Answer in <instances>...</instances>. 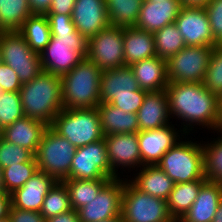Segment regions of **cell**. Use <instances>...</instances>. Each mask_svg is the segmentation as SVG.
Listing matches in <instances>:
<instances>
[{
    "instance_id": "8fae6325",
    "label": "cell",
    "mask_w": 222,
    "mask_h": 222,
    "mask_svg": "<svg viewBox=\"0 0 222 222\" xmlns=\"http://www.w3.org/2000/svg\"><path fill=\"white\" fill-rule=\"evenodd\" d=\"M107 156L104 138L78 147L72 159L70 173L67 179H115Z\"/></svg>"
},
{
    "instance_id": "f5cc1de1",
    "label": "cell",
    "mask_w": 222,
    "mask_h": 222,
    "mask_svg": "<svg viewBox=\"0 0 222 222\" xmlns=\"http://www.w3.org/2000/svg\"><path fill=\"white\" fill-rule=\"evenodd\" d=\"M0 192H6L4 183H3V175H2V169L0 168Z\"/></svg>"
},
{
    "instance_id": "d590c367",
    "label": "cell",
    "mask_w": 222,
    "mask_h": 222,
    "mask_svg": "<svg viewBox=\"0 0 222 222\" xmlns=\"http://www.w3.org/2000/svg\"><path fill=\"white\" fill-rule=\"evenodd\" d=\"M202 148L206 180L222 185V135L217 140L202 144Z\"/></svg>"
},
{
    "instance_id": "f546056e",
    "label": "cell",
    "mask_w": 222,
    "mask_h": 222,
    "mask_svg": "<svg viewBox=\"0 0 222 222\" xmlns=\"http://www.w3.org/2000/svg\"><path fill=\"white\" fill-rule=\"evenodd\" d=\"M110 180L111 179H66L62 182L68 190L71 208L77 211L95 198Z\"/></svg>"
},
{
    "instance_id": "836d02e7",
    "label": "cell",
    "mask_w": 222,
    "mask_h": 222,
    "mask_svg": "<svg viewBox=\"0 0 222 222\" xmlns=\"http://www.w3.org/2000/svg\"><path fill=\"white\" fill-rule=\"evenodd\" d=\"M38 171L35 157L29 162L3 168L2 175L6 193L11 194L15 190L21 188Z\"/></svg>"
},
{
    "instance_id": "5b68a950",
    "label": "cell",
    "mask_w": 222,
    "mask_h": 222,
    "mask_svg": "<svg viewBox=\"0 0 222 222\" xmlns=\"http://www.w3.org/2000/svg\"><path fill=\"white\" fill-rule=\"evenodd\" d=\"M176 183L206 180L202 144L179 140L156 164Z\"/></svg>"
},
{
    "instance_id": "f907efd6",
    "label": "cell",
    "mask_w": 222,
    "mask_h": 222,
    "mask_svg": "<svg viewBox=\"0 0 222 222\" xmlns=\"http://www.w3.org/2000/svg\"><path fill=\"white\" fill-rule=\"evenodd\" d=\"M215 130L222 134V97H220L219 119Z\"/></svg>"
},
{
    "instance_id": "74e56055",
    "label": "cell",
    "mask_w": 222,
    "mask_h": 222,
    "mask_svg": "<svg viewBox=\"0 0 222 222\" xmlns=\"http://www.w3.org/2000/svg\"><path fill=\"white\" fill-rule=\"evenodd\" d=\"M202 84L210 92L222 97V45L213 48Z\"/></svg>"
},
{
    "instance_id": "681fc988",
    "label": "cell",
    "mask_w": 222,
    "mask_h": 222,
    "mask_svg": "<svg viewBox=\"0 0 222 222\" xmlns=\"http://www.w3.org/2000/svg\"><path fill=\"white\" fill-rule=\"evenodd\" d=\"M212 222H222V200L218 204L216 213L214 215L213 221Z\"/></svg>"
},
{
    "instance_id": "52a82bcc",
    "label": "cell",
    "mask_w": 222,
    "mask_h": 222,
    "mask_svg": "<svg viewBox=\"0 0 222 222\" xmlns=\"http://www.w3.org/2000/svg\"><path fill=\"white\" fill-rule=\"evenodd\" d=\"M76 147L50 126L46 129L34 155L38 170L56 181L67 179Z\"/></svg>"
},
{
    "instance_id": "db71d44e",
    "label": "cell",
    "mask_w": 222,
    "mask_h": 222,
    "mask_svg": "<svg viewBox=\"0 0 222 222\" xmlns=\"http://www.w3.org/2000/svg\"><path fill=\"white\" fill-rule=\"evenodd\" d=\"M101 222H124L122 216H119L117 218H113L111 220H108V221H101Z\"/></svg>"
},
{
    "instance_id": "4dcf8cb0",
    "label": "cell",
    "mask_w": 222,
    "mask_h": 222,
    "mask_svg": "<svg viewBox=\"0 0 222 222\" xmlns=\"http://www.w3.org/2000/svg\"><path fill=\"white\" fill-rule=\"evenodd\" d=\"M33 14L28 0H0V32L19 31Z\"/></svg>"
},
{
    "instance_id": "d6a6232c",
    "label": "cell",
    "mask_w": 222,
    "mask_h": 222,
    "mask_svg": "<svg viewBox=\"0 0 222 222\" xmlns=\"http://www.w3.org/2000/svg\"><path fill=\"white\" fill-rule=\"evenodd\" d=\"M157 56L165 60L178 53L186 45L175 22L153 33Z\"/></svg>"
},
{
    "instance_id": "30bf717a",
    "label": "cell",
    "mask_w": 222,
    "mask_h": 222,
    "mask_svg": "<svg viewBox=\"0 0 222 222\" xmlns=\"http://www.w3.org/2000/svg\"><path fill=\"white\" fill-rule=\"evenodd\" d=\"M212 46H185L166 60L168 82L202 83Z\"/></svg>"
},
{
    "instance_id": "cb8c5ba5",
    "label": "cell",
    "mask_w": 222,
    "mask_h": 222,
    "mask_svg": "<svg viewBox=\"0 0 222 222\" xmlns=\"http://www.w3.org/2000/svg\"><path fill=\"white\" fill-rule=\"evenodd\" d=\"M139 89L134 73L128 65L102 71L100 82L101 103H107L114 95L133 94V91Z\"/></svg>"
},
{
    "instance_id": "83f0119b",
    "label": "cell",
    "mask_w": 222,
    "mask_h": 222,
    "mask_svg": "<svg viewBox=\"0 0 222 222\" xmlns=\"http://www.w3.org/2000/svg\"><path fill=\"white\" fill-rule=\"evenodd\" d=\"M33 52L40 54L51 39V29L45 14L34 13L29 16L18 31Z\"/></svg>"
},
{
    "instance_id": "9a60e30c",
    "label": "cell",
    "mask_w": 222,
    "mask_h": 222,
    "mask_svg": "<svg viewBox=\"0 0 222 222\" xmlns=\"http://www.w3.org/2000/svg\"><path fill=\"white\" fill-rule=\"evenodd\" d=\"M173 124L163 128L139 131L138 144L141 154V167L156 165L161 157L172 148L182 137L178 135ZM178 137V138H177Z\"/></svg>"
},
{
    "instance_id": "b9f144b4",
    "label": "cell",
    "mask_w": 222,
    "mask_h": 222,
    "mask_svg": "<svg viewBox=\"0 0 222 222\" xmlns=\"http://www.w3.org/2000/svg\"><path fill=\"white\" fill-rule=\"evenodd\" d=\"M22 84L17 73L3 62L0 64V88L5 92H19Z\"/></svg>"
},
{
    "instance_id": "3957f363",
    "label": "cell",
    "mask_w": 222,
    "mask_h": 222,
    "mask_svg": "<svg viewBox=\"0 0 222 222\" xmlns=\"http://www.w3.org/2000/svg\"><path fill=\"white\" fill-rule=\"evenodd\" d=\"M25 116L50 126L63 109L61 77L42 71L19 91Z\"/></svg>"
},
{
    "instance_id": "2e32d148",
    "label": "cell",
    "mask_w": 222,
    "mask_h": 222,
    "mask_svg": "<svg viewBox=\"0 0 222 222\" xmlns=\"http://www.w3.org/2000/svg\"><path fill=\"white\" fill-rule=\"evenodd\" d=\"M71 19L87 40L110 26L105 0H76Z\"/></svg>"
},
{
    "instance_id": "1f68e13d",
    "label": "cell",
    "mask_w": 222,
    "mask_h": 222,
    "mask_svg": "<svg viewBox=\"0 0 222 222\" xmlns=\"http://www.w3.org/2000/svg\"><path fill=\"white\" fill-rule=\"evenodd\" d=\"M144 0H105L109 23L117 27H135Z\"/></svg>"
},
{
    "instance_id": "ffe728a7",
    "label": "cell",
    "mask_w": 222,
    "mask_h": 222,
    "mask_svg": "<svg viewBox=\"0 0 222 222\" xmlns=\"http://www.w3.org/2000/svg\"><path fill=\"white\" fill-rule=\"evenodd\" d=\"M139 131L163 128L169 125V99L166 90L147 92L137 111Z\"/></svg>"
},
{
    "instance_id": "816d5d0a",
    "label": "cell",
    "mask_w": 222,
    "mask_h": 222,
    "mask_svg": "<svg viewBox=\"0 0 222 222\" xmlns=\"http://www.w3.org/2000/svg\"><path fill=\"white\" fill-rule=\"evenodd\" d=\"M170 222H193L186 219L184 216L172 217Z\"/></svg>"
},
{
    "instance_id": "bcb514c9",
    "label": "cell",
    "mask_w": 222,
    "mask_h": 222,
    "mask_svg": "<svg viewBox=\"0 0 222 222\" xmlns=\"http://www.w3.org/2000/svg\"><path fill=\"white\" fill-rule=\"evenodd\" d=\"M28 1L33 13H39V14H45L52 3V0H28Z\"/></svg>"
},
{
    "instance_id": "ac0fdd59",
    "label": "cell",
    "mask_w": 222,
    "mask_h": 222,
    "mask_svg": "<svg viewBox=\"0 0 222 222\" xmlns=\"http://www.w3.org/2000/svg\"><path fill=\"white\" fill-rule=\"evenodd\" d=\"M56 182L53 177L38 171L21 188L10 194V207L40 212L45 196Z\"/></svg>"
},
{
    "instance_id": "7a4b0ae2",
    "label": "cell",
    "mask_w": 222,
    "mask_h": 222,
    "mask_svg": "<svg viewBox=\"0 0 222 222\" xmlns=\"http://www.w3.org/2000/svg\"><path fill=\"white\" fill-rule=\"evenodd\" d=\"M51 39L40 53L43 71L62 77L87 58L88 40L75 30L71 15L45 14Z\"/></svg>"
},
{
    "instance_id": "6f0895ef",
    "label": "cell",
    "mask_w": 222,
    "mask_h": 222,
    "mask_svg": "<svg viewBox=\"0 0 222 222\" xmlns=\"http://www.w3.org/2000/svg\"><path fill=\"white\" fill-rule=\"evenodd\" d=\"M151 1L161 2V1H164V0H151Z\"/></svg>"
},
{
    "instance_id": "9c48e42d",
    "label": "cell",
    "mask_w": 222,
    "mask_h": 222,
    "mask_svg": "<svg viewBox=\"0 0 222 222\" xmlns=\"http://www.w3.org/2000/svg\"><path fill=\"white\" fill-rule=\"evenodd\" d=\"M121 216L124 222H170L166 200L135 188L127 179L122 193Z\"/></svg>"
},
{
    "instance_id": "4316f807",
    "label": "cell",
    "mask_w": 222,
    "mask_h": 222,
    "mask_svg": "<svg viewBox=\"0 0 222 222\" xmlns=\"http://www.w3.org/2000/svg\"><path fill=\"white\" fill-rule=\"evenodd\" d=\"M96 108L104 136L139 132L137 113H126L110 103H100Z\"/></svg>"
},
{
    "instance_id": "484cf974",
    "label": "cell",
    "mask_w": 222,
    "mask_h": 222,
    "mask_svg": "<svg viewBox=\"0 0 222 222\" xmlns=\"http://www.w3.org/2000/svg\"><path fill=\"white\" fill-rule=\"evenodd\" d=\"M141 168L135 179L128 181L138 190L167 201L175 183L157 165Z\"/></svg>"
},
{
    "instance_id": "f35d334b",
    "label": "cell",
    "mask_w": 222,
    "mask_h": 222,
    "mask_svg": "<svg viewBox=\"0 0 222 222\" xmlns=\"http://www.w3.org/2000/svg\"><path fill=\"white\" fill-rule=\"evenodd\" d=\"M34 155L27 149L9 143L3 138L0 140V168H7L19 163L29 162Z\"/></svg>"
},
{
    "instance_id": "5bb4252c",
    "label": "cell",
    "mask_w": 222,
    "mask_h": 222,
    "mask_svg": "<svg viewBox=\"0 0 222 222\" xmlns=\"http://www.w3.org/2000/svg\"><path fill=\"white\" fill-rule=\"evenodd\" d=\"M175 24L186 46H218L205 7L182 6Z\"/></svg>"
},
{
    "instance_id": "d6986e66",
    "label": "cell",
    "mask_w": 222,
    "mask_h": 222,
    "mask_svg": "<svg viewBox=\"0 0 222 222\" xmlns=\"http://www.w3.org/2000/svg\"><path fill=\"white\" fill-rule=\"evenodd\" d=\"M181 7L180 0L161 2L144 0L135 27L154 33L167 24L175 22Z\"/></svg>"
},
{
    "instance_id": "f6af8a7d",
    "label": "cell",
    "mask_w": 222,
    "mask_h": 222,
    "mask_svg": "<svg viewBox=\"0 0 222 222\" xmlns=\"http://www.w3.org/2000/svg\"><path fill=\"white\" fill-rule=\"evenodd\" d=\"M46 222H81L78 212L74 209L46 219Z\"/></svg>"
},
{
    "instance_id": "44dd1931",
    "label": "cell",
    "mask_w": 222,
    "mask_h": 222,
    "mask_svg": "<svg viewBox=\"0 0 222 222\" xmlns=\"http://www.w3.org/2000/svg\"><path fill=\"white\" fill-rule=\"evenodd\" d=\"M49 126L37 119L24 116L2 130L3 139L29 150L35 155L44 132Z\"/></svg>"
},
{
    "instance_id": "6da1fadb",
    "label": "cell",
    "mask_w": 222,
    "mask_h": 222,
    "mask_svg": "<svg viewBox=\"0 0 222 222\" xmlns=\"http://www.w3.org/2000/svg\"><path fill=\"white\" fill-rule=\"evenodd\" d=\"M166 92L171 118L176 116L183 121V129L179 131L181 136L188 135L196 125L216 129L220 97L210 92L202 83L169 82Z\"/></svg>"
},
{
    "instance_id": "ab89813d",
    "label": "cell",
    "mask_w": 222,
    "mask_h": 222,
    "mask_svg": "<svg viewBox=\"0 0 222 222\" xmlns=\"http://www.w3.org/2000/svg\"><path fill=\"white\" fill-rule=\"evenodd\" d=\"M147 92L139 89L133 91V94L114 95L107 103L122 109L126 113H137Z\"/></svg>"
},
{
    "instance_id": "277c9868",
    "label": "cell",
    "mask_w": 222,
    "mask_h": 222,
    "mask_svg": "<svg viewBox=\"0 0 222 222\" xmlns=\"http://www.w3.org/2000/svg\"><path fill=\"white\" fill-rule=\"evenodd\" d=\"M102 71L94 62L84 58L61 77L64 109L96 108L100 103Z\"/></svg>"
},
{
    "instance_id": "11a10c76",
    "label": "cell",
    "mask_w": 222,
    "mask_h": 222,
    "mask_svg": "<svg viewBox=\"0 0 222 222\" xmlns=\"http://www.w3.org/2000/svg\"><path fill=\"white\" fill-rule=\"evenodd\" d=\"M0 222H10V219H9V217H6L3 219H0Z\"/></svg>"
},
{
    "instance_id": "e0dca14e",
    "label": "cell",
    "mask_w": 222,
    "mask_h": 222,
    "mask_svg": "<svg viewBox=\"0 0 222 222\" xmlns=\"http://www.w3.org/2000/svg\"><path fill=\"white\" fill-rule=\"evenodd\" d=\"M104 141L111 170L117 177H119L117 169L120 166L123 169L124 167H129L130 169L132 167L141 168V154L137 133L109 134L104 136Z\"/></svg>"
},
{
    "instance_id": "ee69618b",
    "label": "cell",
    "mask_w": 222,
    "mask_h": 222,
    "mask_svg": "<svg viewBox=\"0 0 222 222\" xmlns=\"http://www.w3.org/2000/svg\"><path fill=\"white\" fill-rule=\"evenodd\" d=\"M76 0H52V3L45 14L71 15Z\"/></svg>"
},
{
    "instance_id": "c3c4849f",
    "label": "cell",
    "mask_w": 222,
    "mask_h": 222,
    "mask_svg": "<svg viewBox=\"0 0 222 222\" xmlns=\"http://www.w3.org/2000/svg\"><path fill=\"white\" fill-rule=\"evenodd\" d=\"M182 6L206 7L211 0H180Z\"/></svg>"
},
{
    "instance_id": "7dc6e473",
    "label": "cell",
    "mask_w": 222,
    "mask_h": 222,
    "mask_svg": "<svg viewBox=\"0 0 222 222\" xmlns=\"http://www.w3.org/2000/svg\"><path fill=\"white\" fill-rule=\"evenodd\" d=\"M10 205V194L0 192V219L8 217Z\"/></svg>"
},
{
    "instance_id": "8d00e7d4",
    "label": "cell",
    "mask_w": 222,
    "mask_h": 222,
    "mask_svg": "<svg viewBox=\"0 0 222 222\" xmlns=\"http://www.w3.org/2000/svg\"><path fill=\"white\" fill-rule=\"evenodd\" d=\"M24 116L19 92L2 91L0 93V128L3 130Z\"/></svg>"
},
{
    "instance_id": "f1b7e54d",
    "label": "cell",
    "mask_w": 222,
    "mask_h": 222,
    "mask_svg": "<svg viewBox=\"0 0 222 222\" xmlns=\"http://www.w3.org/2000/svg\"><path fill=\"white\" fill-rule=\"evenodd\" d=\"M207 180H194L186 183L174 184L167 199V208L171 217L185 215L197 198L201 186Z\"/></svg>"
},
{
    "instance_id": "7c38bea8",
    "label": "cell",
    "mask_w": 222,
    "mask_h": 222,
    "mask_svg": "<svg viewBox=\"0 0 222 222\" xmlns=\"http://www.w3.org/2000/svg\"><path fill=\"white\" fill-rule=\"evenodd\" d=\"M87 58L101 71L124 66L123 27L110 25L89 38Z\"/></svg>"
},
{
    "instance_id": "603a6c76",
    "label": "cell",
    "mask_w": 222,
    "mask_h": 222,
    "mask_svg": "<svg viewBox=\"0 0 222 222\" xmlns=\"http://www.w3.org/2000/svg\"><path fill=\"white\" fill-rule=\"evenodd\" d=\"M123 52L124 65L128 66L157 56L153 33L136 27H123Z\"/></svg>"
},
{
    "instance_id": "7bdbcfd3",
    "label": "cell",
    "mask_w": 222,
    "mask_h": 222,
    "mask_svg": "<svg viewBox=\"0 0 222 222\" xmlns=\"http://www.w3.org/2000/svg\"><path fill=\"white\" fill-rule=\"evenodd\" d=\"M8 217L10 222H46L40 212L22 210L16 207L9 208Z\"/></svg>"
},
{
    "instance_id": "4fadbf2b",
    "label": "cell",
    "mask_w": 222,
    "mask_h": 222,
    "mask_svg": "<svg viewBox=\"0 0 222 222\" xmlns=\"http://www.w3.org/2000/svg\"><path fill=\"white\" fill-rule=\"evenodd\" d=\"M124 187V179H111L95 198L77 210L80 221L101 222L121 216Z\"/></svg>"
},
{
    "instance_id": "7402d4cb",
    "label": "cell",
    "mask_w": 222,
    "mask_h": 222,
    "mask_svg": "<svg viewBox=\"0 0 222 222\" xmlns=\"http://www.w3.org/2000/svg\"><path fill=\"white\" fill-rule=\"evenodd\" d=\"M140 89L150 91L166 90L168 86L166 60L159 56L135 62L130 65Z\"/></svg>"
},
{
    "instance_id": "9f6ffc18",
    "label": "cell",
    "mask_w": 222,
    "mask_h": 222,
    "mask_svg": "<svg viewBox=\"0 0 222 222\" xmlns=\"http://www.w3.org/2000/svg\"><path fill=\"white\" fill-rule=\"evenodd\" d=\"M2 136H3L2 129L0 128V140L3 138Z\"/></svg>"
},
{
    "instance_id": "e575fe53",
    "label": "cell",
    "mask_w": 222,
    "mask_h": 222,
    "mask_svg": "<svg viewBox=\"0 0 222 222\" xmlns=\"http://www.w3.org/2000/svg\"><path fill=\"white\" fill-rule=\"evenodd\" d=\"M71 209L68 190L62 181H57L45 196L40 214L48 219Z\"/></svg>"
},
{
    "instance_id": "8992f818",
    "label": "cell",
    "mask_w": 222,
    "mask_h": 222,
    "mask_svg": "<svg viewBox=\"0 0 222 222\" xmlns=\"http://www.w3.org/2000/svg\"><path fill=\"white\" fill-rule=\"evenodd\" d=\"M50 127L76 148L104 138L97 108H63Z\"/></svg>"
},
{
    "instance_id": "ba28073f",
    "label": "cell",
    "mask_w": 222,
    "mask_h": 222,
    "mask_svg": "<svg viewBox=\"0 0 222 222\" xmlns=\"http://www.w3.org/2000/svg\"><path fill=\"white\" fill-rule=\"evenodd\" d=\"M0 55L2 62L17 73L21 84L43 71L40 54L32 51L18 31L0 32Z\"/></svg>"
},
{
    "instance_id": "d4e9b609",
    "label": "cell",
    "mask_w": 222,
    "mask_h": 222,
    "mask_svg": "<svg viewBox=\"0 0 222 222\" xmlns=\"http://www.w3.org/2000/svg\"><path fill=\"white\" fill-rule=\"evenodd\" d=\"M221 200L222 185L206 181L189 211L183 216L193 222H212Z\"/></svg>"
},
{
    "instance_id": "60d3db41",
    "label": "cell",
    "mask_w": 222,
    "mask_h": 222,
    "mask_svg": "<svg viewBox=\"0 0 222 222\" xmlns=\"http://www.w3.org/2000/svg\"><path fill=\"white\" fill-rule=\"evenodd\" d=\"M214 40L222 45V0H211L205 7Z\"/></svg>"
}]
</instances>
